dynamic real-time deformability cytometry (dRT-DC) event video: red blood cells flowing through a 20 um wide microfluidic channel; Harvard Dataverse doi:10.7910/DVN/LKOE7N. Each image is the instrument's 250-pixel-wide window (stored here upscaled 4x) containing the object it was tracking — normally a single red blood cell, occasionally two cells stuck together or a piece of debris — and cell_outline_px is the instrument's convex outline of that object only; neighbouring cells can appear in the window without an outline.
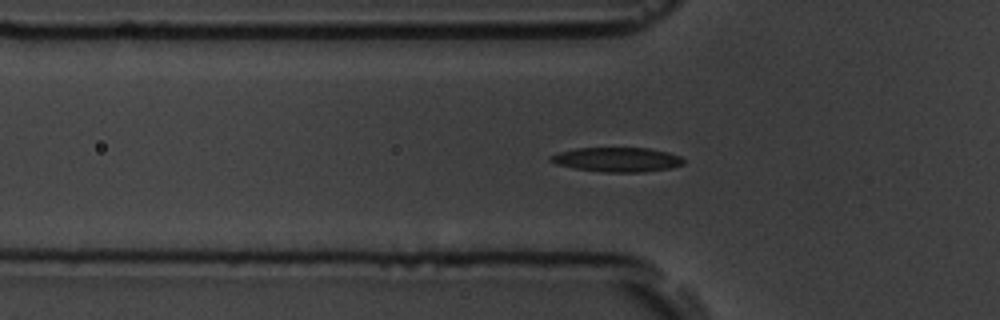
{"species": "common noctule bat (a hibernating species)", "species_latin": "Nyctalus noctula", "temperature_condition": "room temperature", "stored_images_in_passage": 40, "camera_frame_rate_fps": 3000, "um_per_image_px": 0.085, "animal": {"sex": "male", "body_mass_g": 19.5, "forearm_length_mm": 54.6}, "frame": {"image": 1, "passage_image": 3, "time_ms": 0.667, "image_size_px": [1000, 320], "cell_outline_px": [[684, 164], [672, 168], [644, 172], [604, 172], [576, 168], [556, 164], [548, 160], [548, 156], [560, 152], [576, 148], [648, 148], [668, 152], [680, 156], [684, 160]], "centroid_in_image_um": [52.47, 13.56], "position_along_channel_um": 73.3, "area_um2": 18.96}}
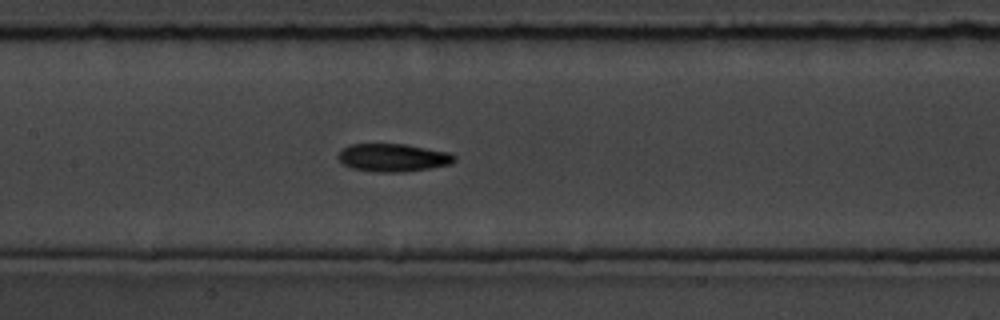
{"frame": {"image": 2, "passage_image": 11, "time_ms": 3.333, "image_size_px": [1000, 320], "cell_outline_px": [[456, 160], [452, 164], [404, 172], [380, 172], [352, 168], [344, 164], [340, 160], [340, 152], [344, 148], [352, 144], [404, 144], [448, 152], [456, 156]], "centroid_in_image_um": [33.46, 13.4], "position_along_channel_um": 173.9, "area_um2": 18.61}}
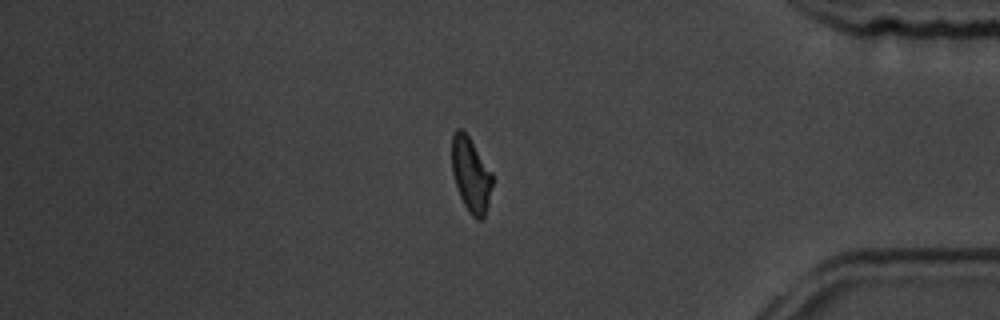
{"frame": {"image": 3, "passage_image": 31, "time_ms": 10.0, "image_size_px": [1000, 320], "cell_outline_px": [[492, 184], [488, 204], [484, 216], [480, 220], [476, 220], [468, 212], [460, 196], [452, 172], [452, 136], [456, 128], [460, 128], [468, 136], [492, 172]], "centroid_in_image_um": [40.02, 14.86], "position_along_channel_um": 395.2, "area_um2": 17.4}, "authors_computed_cell_mechanics": {"area_um2": 18.5538, "velocity_mm_per_s": 3.7616, "shape_relaxation_time_tau1_ms": 3.5295, "shape_relaxation_time_tau2_ms": 4.6771, "deformation_change_tau1": 0.1542, "deformation_change_tau2": 0.1038}}